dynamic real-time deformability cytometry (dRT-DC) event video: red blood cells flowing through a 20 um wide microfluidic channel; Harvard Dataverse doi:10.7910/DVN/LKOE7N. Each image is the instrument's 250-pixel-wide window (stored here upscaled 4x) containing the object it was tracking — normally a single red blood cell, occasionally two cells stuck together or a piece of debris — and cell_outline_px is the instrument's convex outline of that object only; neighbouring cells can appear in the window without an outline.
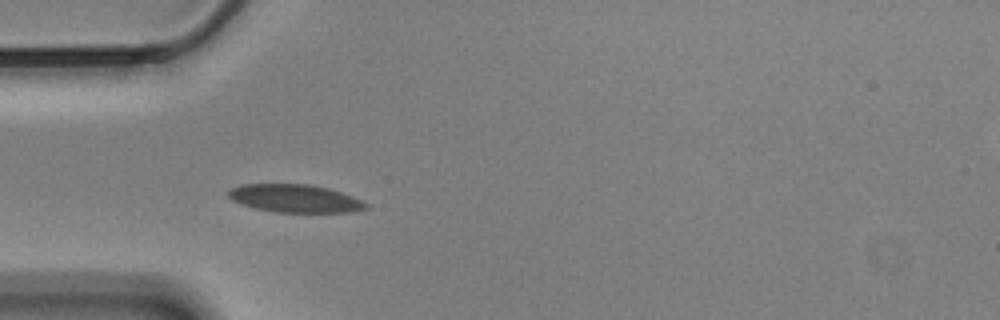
{"species": "Egyptian fruit bat (a non-hibernating species)", "species_latin": "Rousettus aegyptiacus", "temperature_condition": "cold", "stored_images_in_passage": 42, "camera_frame_rate_fps": 3000, "um_per_image_px": 0.085, "animal": {"sex": "male"}, "frame": {"image": 1, "passage_image": 1, "time_ms": 0.0, "image_size_px": [1000, 320], "cell_outline_px": [[368, 208], [352, 212], [276, 212], [256, 208], [232, 200], [228, 196], [228, 192], [232, 188], [240, 184], [308, 184], [328, 188], [352, 196], [368, 204]], "centroid_in_image_um": [25.08, 16.86], "position_along_channel_um": 59.9, "area_um2": 22.2}}
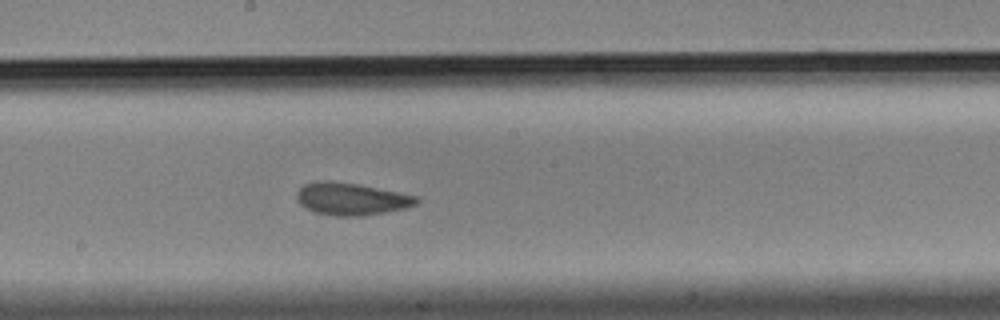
{"frame": {"image": 2, "passage_image": 15, "time_ms": 4.667, "image_size_px": [1000, 320], "cell_outline_px": [[420, 200], [416, 204], [408, 208], [360, 216], [332, 216], [316, 212], [304, 208], [296, 200], [296, 192], [304, 184], [316, 180], [328, 180], [356, 184], [400, 192], [420, 196]], "centroid_in_image_um": [29.85, 16.9], "position_along_channel_um": 218.3, "area_um2": 22.83}}
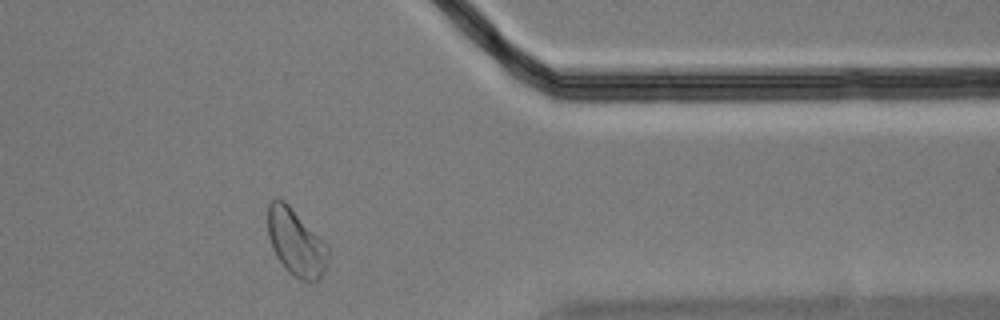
{"frame": {"image": 3, "passage_image": 31, "time_ms": 10.0, "image_size_px": [1000, 320], "cell_outline_px": [[328, 256], [324, 272], [316, 280], [304, 280], [288, 272], [284, 268], [276, 256], [272, 248], [268, 236], [268, 204], [276, 196], [284, 200], [328, 244]], "centroid_in_image_um": [25.14, 20.57], "position_along_channel_um": 386.3, "area_um2": 23.41}, "authors_computed_cell_mechanics": {"area_um2": 22.6576, "velocity_mm_per_s": 3.4369, "shape_relaxation_time_tau1_ms": 5.0154, "shape_relaxation_time_tau2_ms": 1.304, "deformation_change_tau1": 0.1087, "deformation_change_tau2": 0.048}}